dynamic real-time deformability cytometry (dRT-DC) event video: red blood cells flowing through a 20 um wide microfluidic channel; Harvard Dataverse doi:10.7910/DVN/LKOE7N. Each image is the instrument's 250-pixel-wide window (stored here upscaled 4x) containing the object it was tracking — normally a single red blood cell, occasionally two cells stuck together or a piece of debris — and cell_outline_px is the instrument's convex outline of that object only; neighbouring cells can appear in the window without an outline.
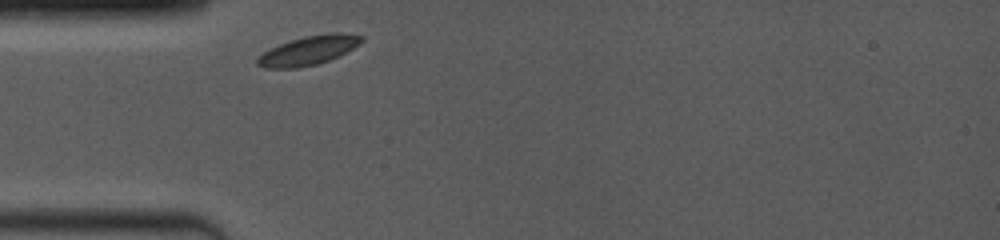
{"species": "common noctule bat (a hibernating species)", "species_latin": "Nyctalus noctula", "temperature_condition": "room temperature", "stored_images_in_passage": 1, "camera_frame_rate_fps": 4000, "um_per_image_px": 0.085, "animal": {"sex": "female", "body_mass_g": 19.0, "forearm_length_mm": 53.3}, "frame": {"image": 1, "passage_image": 1, "time_ms": 0.0, "image_size_px": [1000, 240], "cell_outline_px": [[364, 40], [360, 44], [328, 60], [316, 64], [300, 68], [264, 68], [256, 64], [256, 60], [264, 52], [280, 44], [304, 36], [328, 32], [340, 32], [364, 36]], "centroid_in_image_um": [26.24, 4.27], "position_along_channel_um": 58.8, "area_um2": 17.46}}